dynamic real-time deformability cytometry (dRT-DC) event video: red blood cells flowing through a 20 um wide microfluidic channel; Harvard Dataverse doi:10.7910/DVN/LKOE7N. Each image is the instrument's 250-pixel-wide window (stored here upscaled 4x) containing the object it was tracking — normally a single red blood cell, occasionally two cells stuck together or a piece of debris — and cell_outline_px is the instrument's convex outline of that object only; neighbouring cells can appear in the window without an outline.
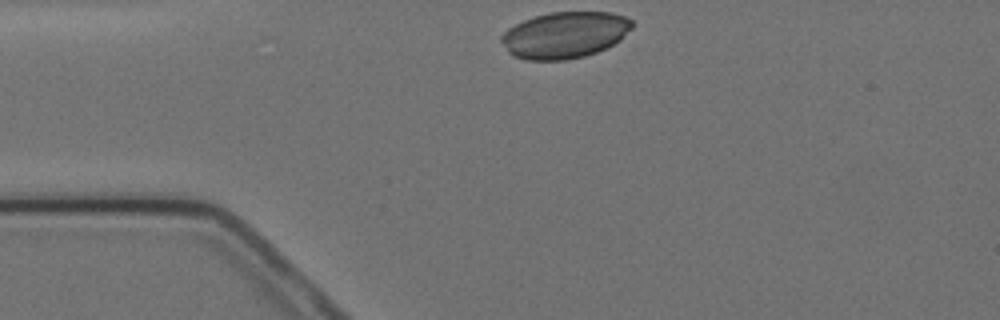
{"species": "Egyptian fruit bat (a non-hibernating species)", "species_latin": "Rousettus aegyptiacus", "temperature_condition": "cold", "stored_images_in_passage": 2, "camera_frame_rate_fps": 3000, "um_per_image_px": 0.085, "animal": {"sex": "female"}, "frame": {"image": 1, "passage_image": 1, "time_ms": 0.0, "image_size_px": [1000, 320], "cell_outline_px": [[632, 28], [620, 40], [596, 52], [584, 56], [568, 60], [524, 60], [512, 56], [508, 52], [500, 40], [500, 36], [508, 28], [524, 20], [548, 12], [612, 12], [624, 16], [632, 20]], "centroid_in_image_um": [47.98, 2.98], "position_along_channel_um": 37.0, "area_um2": 35.43}}